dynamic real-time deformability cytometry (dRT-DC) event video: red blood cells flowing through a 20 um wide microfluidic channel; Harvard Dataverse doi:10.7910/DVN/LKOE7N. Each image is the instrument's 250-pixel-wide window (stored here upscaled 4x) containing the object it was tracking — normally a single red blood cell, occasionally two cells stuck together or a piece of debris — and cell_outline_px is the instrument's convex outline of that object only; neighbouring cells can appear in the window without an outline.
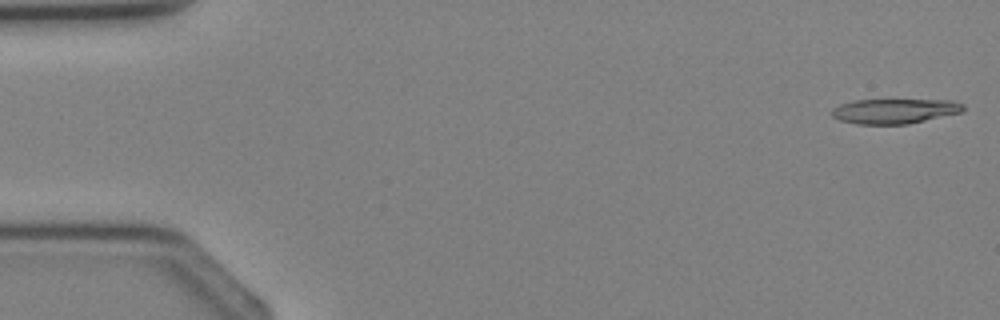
{"species": "Egyptian fruit bat (a non-hibernating species)", "species_latin": "Rousettus aegyptiacus", "temperature_condition": "cold", "stored_images_in_passage": 2, "segment_of_instrument_passage": [2, 2], "camera_frame_rate_fps": 3000, "um_per_image_px": 0.085, "animal": {"sex": "female"}, "frame": {"image": 1, "passage_image": 2, "time_ms": 2.0, "image_size_px": [1000, 320], "cell_outline_px": [[964, 108], [960, 112], [908, 124], [856, 124], [840, 120], [832, 116], [832, 108], [840, 104], [856, 100], [948, 100], [964, 104]], "centroid_in_image_um": [76.0, 9.44], "position_along_channel_um": 9.0, "area_um2": 18.84}}